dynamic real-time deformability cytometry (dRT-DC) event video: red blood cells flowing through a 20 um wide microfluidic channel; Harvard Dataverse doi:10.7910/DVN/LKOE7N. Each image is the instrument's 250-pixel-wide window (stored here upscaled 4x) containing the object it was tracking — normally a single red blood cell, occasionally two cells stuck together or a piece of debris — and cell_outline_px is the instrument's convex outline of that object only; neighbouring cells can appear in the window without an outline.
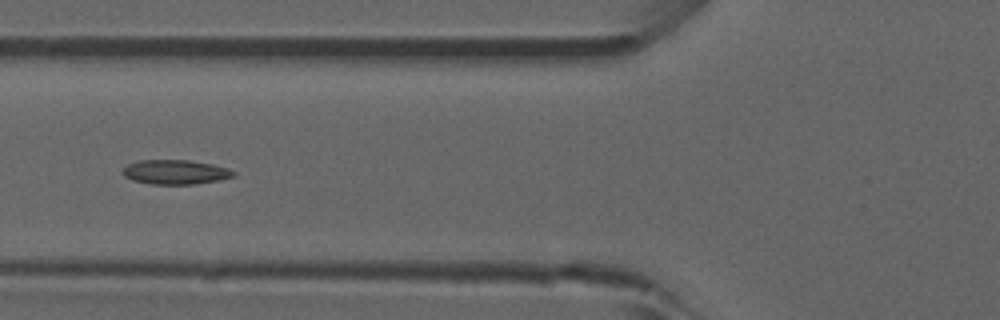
{"species": "common noctule bat (a hibernating species)", "species_latin": "Nyctalus noctula", "temperature_condition": "room temperature", "stored_images_in_passage": 46, "camera_frame_rate_fps": 3000, "um_per_image_px": 0.085, "animal": {"sex": "male", "forearm_length_mm": 52.5}, "frame": {"image": 1, "passage_image": 14, "time_ms": 4.333, "image_size_px": [1000, 320], "cell_outline_px": [[236, 176], [220, 180], [192, 184], [152, 184], [132, 180], [124, 176], [124, 168], [128, 164], [140, 160], [188, 160], [212, 164], [228, 168], [236, 172]], "centroid_in_image_um": [14.95, 14.62], "position_along_channel_um": 110.9, "area_um2": 15.72}, "authors_computed_cell_mechanics": {"area_um2": 15.4615, "velocity_mm_per_s": 3.8889, "shape_relaxation_time_tau1_ms": null, "shape_relaxation_time_tau2_ms": 3.5175, "deformation_change_tau1": null, "deformation_change_tau2": 0.0915}}